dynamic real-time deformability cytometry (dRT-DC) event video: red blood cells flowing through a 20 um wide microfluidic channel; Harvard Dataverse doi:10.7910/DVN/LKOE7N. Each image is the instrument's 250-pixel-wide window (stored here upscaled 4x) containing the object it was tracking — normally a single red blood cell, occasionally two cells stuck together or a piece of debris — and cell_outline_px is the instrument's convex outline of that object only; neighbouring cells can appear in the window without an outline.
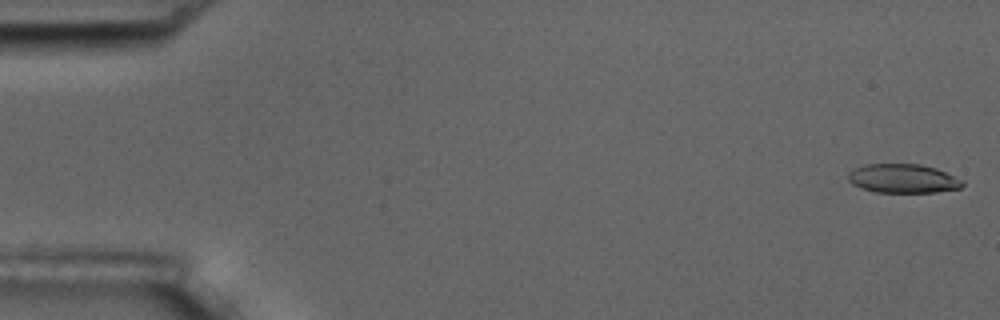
{"species": "common noctule bat (a hibernating species)", "species_latin": "Nyctalus noctula", "temperature_condition": "room temperature", "stored_images_in_passage": 5, "camera_frame_rate_fps": 3000, "um_per_image_px": 0.085, "animal": {"sex": "male", "body_mass_g": 17.5, "forearm_length_mm": 52.3}, "frame": {"image": 1, "passage_image": 1, "time_ms": 0.0, "image_size_px": [1000, 320], "cell_outline_px": [[964, 184], [960, 188], [936, 192], [876, 192], [860, 188], [852, 184], [848, 180], [848, 172], [856, 168], [868, 164], [920, 164], [936, 168], [964, 180]], "centroid_in_image_um": [76.76, 15.18], "position_along_channel_um": 8.2, "area_um2": 19.31}}
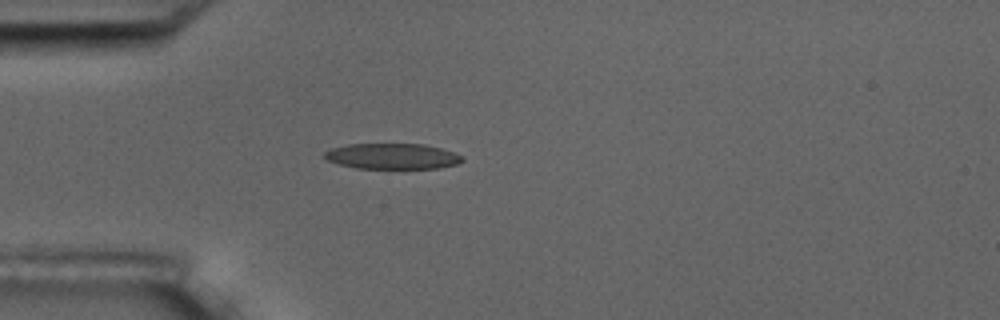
{"frame": {"image": 2, "passage_image": 4, "time_ms": 5.0, "image_size_px": [1000, 320], "cell_outline_px": [[464, 160], [456, 164], [440, 168], [356, 168], [340, 164], [328, 160], [324, 156], [324, 152], [332, 148], [348, 144], [424, 144], [440, 148], [464, 156]], "centroid_in_image_um": [33.36, 13.28], "position_along_channel_um": 51.6, "area_um2": 20.46}}